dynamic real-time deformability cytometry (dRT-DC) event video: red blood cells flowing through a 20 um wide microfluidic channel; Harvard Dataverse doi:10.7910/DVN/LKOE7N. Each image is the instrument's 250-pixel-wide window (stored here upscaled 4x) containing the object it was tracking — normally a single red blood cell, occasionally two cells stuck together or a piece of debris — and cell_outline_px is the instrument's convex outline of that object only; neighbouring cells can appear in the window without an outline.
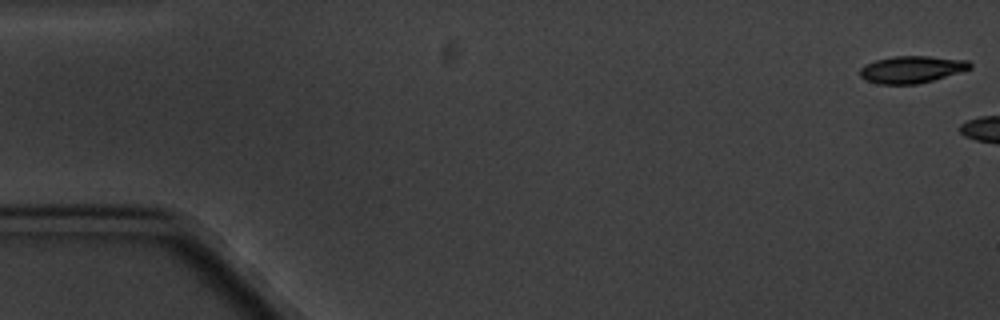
{"species": "common noctule bat (a hibernating species)", "species_latin": "Nyctalus noctula", "temperature_condition": "cold", "stored_images_in_passage": 3, "camera_frame_rate_fps": 3000, "um_per_image_px": 0.085, "animal": {"sex": "male", "body_mass_g": 20.1, "forearm_length_mm": 53.5}, "frame": {"image": 1, "passage_image": 1, "time_ms": 0.0, "image_size_px": [1000, 320], "cell_outline_px": [[972, 68], [960, 72], [932, 80], [916, 84], [880, 84], [864, 80], [860, 76], [860, 68], [864, 64], [876, 60], [892, 56], [928, 56], [968, 60], [972, 64]], "centroid_in_image_um": [77.47, 5.89], "position_along_channel_um": 7.5, "area_um2": 17.4}}